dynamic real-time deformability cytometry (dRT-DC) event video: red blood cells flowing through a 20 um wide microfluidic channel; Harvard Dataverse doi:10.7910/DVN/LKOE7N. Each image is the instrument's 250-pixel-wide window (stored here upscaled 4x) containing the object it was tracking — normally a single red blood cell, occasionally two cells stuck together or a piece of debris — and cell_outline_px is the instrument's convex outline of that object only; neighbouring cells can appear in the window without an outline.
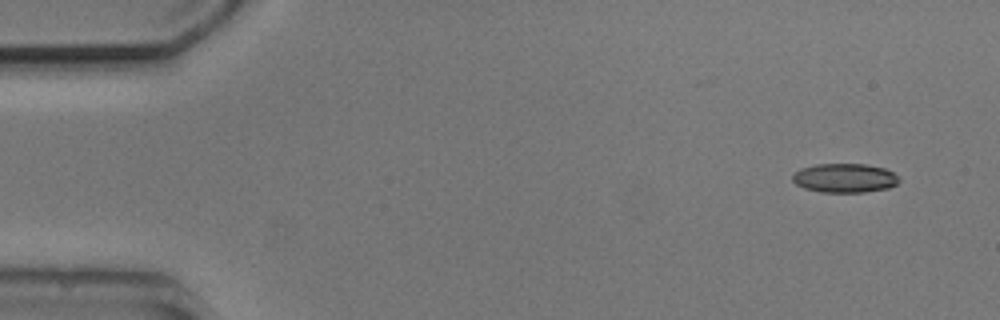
{"species": "common noctule bat (a hibernating species)", "species_latin": "Nyctalus noctula", "temperature_condition": "cold", "stored_images_in_passage": 4, "camera_frame_rate_fps": 3000, "um_per_image_px": 0.085, "animal": {"sex": "male", "body_mass_g": 20.5, "forearm_length_mm": 52.5}, "frame": {"image": 1, "passage_image": 1, "time_ms": 0.0, "image_size_px": [1000, 320], "cell_outline_px": [[900, 180], [896, 184], [888, 188], [864, 192], [820, 192], [804, 188], [796, 184], [792, 180], [792, 176], [800, 168], [816, 164], [864, 164], [884, 168], [900, 176]], "centroid_in_image_um": [71.8, 15.13], "position_along_channel_um": 13.2, "area_um2": 18.09}}
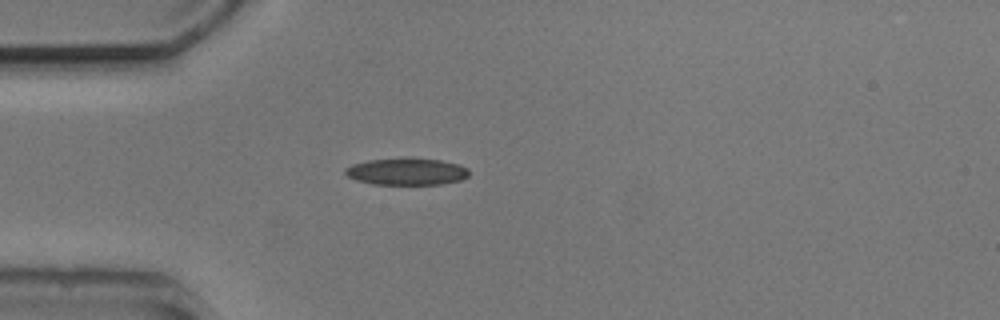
{"frame": {"image": 2, "passage_image": 4, "time_ms": 3.667, "image_size_px": [1000, 320], "cell_outline_px": [[468, 176], [460, 180], [440, 184], [372, 184], [356, 180], [348, 176], [344, 172], [344, 168], [352, 164], [368, 160], [404, 156], [440, 160], [460, 164], [468, 168]], "centroid_in_image_um": [34.54, 14.55], "position_along_channel_um": 50.5, "area_um2": 19.83}}